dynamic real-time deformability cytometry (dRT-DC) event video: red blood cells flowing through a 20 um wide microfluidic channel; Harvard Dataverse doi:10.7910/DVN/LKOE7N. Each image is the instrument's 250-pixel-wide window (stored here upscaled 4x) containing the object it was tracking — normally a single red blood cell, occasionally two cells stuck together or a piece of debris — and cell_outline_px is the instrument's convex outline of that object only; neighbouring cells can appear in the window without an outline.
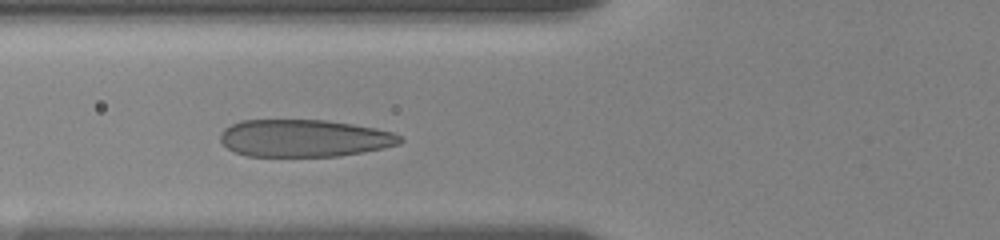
{"species": "human", "species_latin": "Homo sapiens", "temperature_condition": "room temperature", "stored_images_in_passage": 9, "camera_frame_rate_fps": 3000, "um_per_image_px": 0.085, "donor": {"sex": "female"}, "frame": {"image": 1, "passage_image": 7, "time_ms": 4.333, "image_size_px": [1000, 240], "cell_outline_px": [[404, 140], [400, 144], [384, 148], [364, 152], [340, 156], [248, 156], [236, 152], [228, 148], [220, 140], [220, 132], [224, 128], [240, 120], [324, 120], [352, 124], [376, 128], [392, 132], [400, 136]], "centroid_in_image_um": [25.87, 11.75], "position_along_channel_um": 99.9, "area_um2": 39.19}}
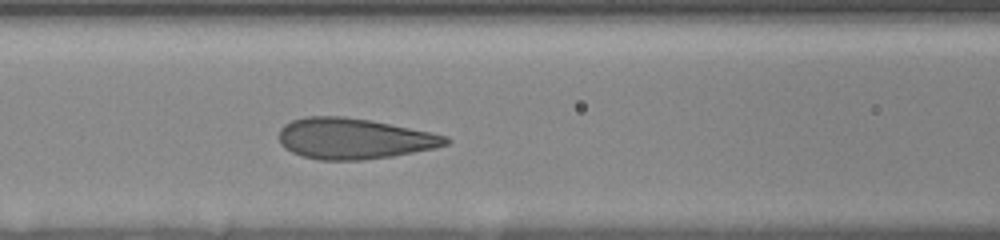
{"frame": {"image": 2, "passage_image": 9, "time_ms": 5.333, "image_size_px": [1000, 240], "cell_outline_px": [[452, 140], [448, 144], [432, 148], [392, 156], [360, 160], [320, 160], [304, 156], [292, 152], [284, 148], [280, 144], [280, 128], [284, 124], [292, 120], [304, 116], [344, 116], [372, 120], [448, 136]], "centroid_in_image_um": [30.06, 11.77], "position_along_channel_um": 136.5, "area_um2": 39.59}}